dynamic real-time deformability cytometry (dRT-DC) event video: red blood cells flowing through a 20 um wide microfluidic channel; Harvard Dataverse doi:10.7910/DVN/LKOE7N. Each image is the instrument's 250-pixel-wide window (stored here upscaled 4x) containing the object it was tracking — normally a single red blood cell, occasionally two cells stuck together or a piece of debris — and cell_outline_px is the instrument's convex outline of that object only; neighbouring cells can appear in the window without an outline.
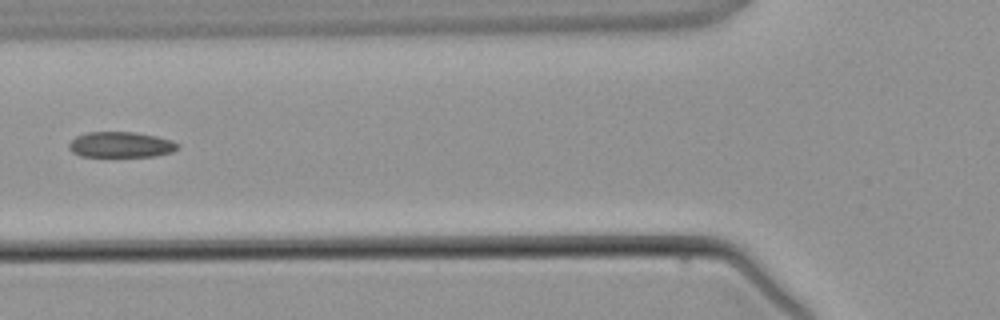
{"species": "common noctule bat (a hibernating species)", "species_latin": "Nyctalus noctula", "temperature_condition": "warm", "stored_images_in_passage": 5, "camera_frame_rate_fps": 3000, "um_per_image_px": 0.085, "animal": {"sex": "male", "body_mass_g": 21.5, "forearm_length_mm": 52.0}, "frame": {"image": 1, "passage_image": 4, "time_ms": 4.667, "image_size_px": [1000, 320], "cell_outline_px": [[180, 148], [172, 152], [156, 156], [80, 156], [72, 152], [68, 148], [68, 144], [76, 136], [88, 132], [136, 132], [156, 136], [172, 140], [180, 144]], "centroid_in_image_um": [10.3, 12.29], "position_along_channel_um": 115.5, "area_um2": 16.36}}
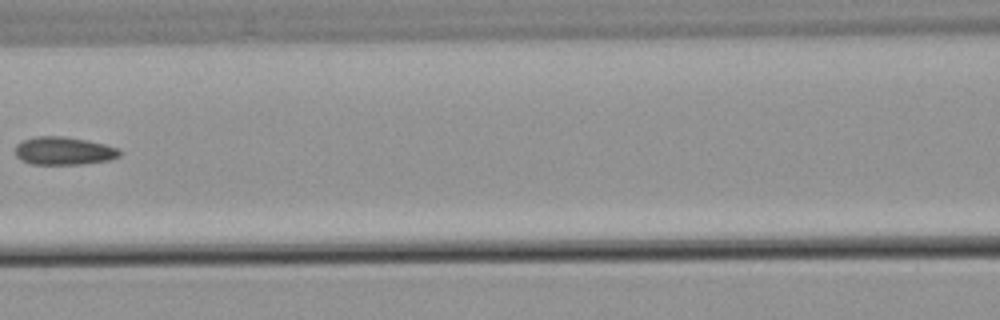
{"frame": {"image": 2, "passage_image": 5, "time_ms": 5.667, "image_size_px": [1000, 320], "cell_outline_px": [[120, 156], [112, 160], [84, 164], [32, 164], [16, 156], [16, 144], [24, 140], [36, 136], [64, 136], [104, 144], [120, 148]], "centroid_in_image_um": [5.46, 12.83], "position_along_channel_um": 161.1, "area_um2": 16.99}}